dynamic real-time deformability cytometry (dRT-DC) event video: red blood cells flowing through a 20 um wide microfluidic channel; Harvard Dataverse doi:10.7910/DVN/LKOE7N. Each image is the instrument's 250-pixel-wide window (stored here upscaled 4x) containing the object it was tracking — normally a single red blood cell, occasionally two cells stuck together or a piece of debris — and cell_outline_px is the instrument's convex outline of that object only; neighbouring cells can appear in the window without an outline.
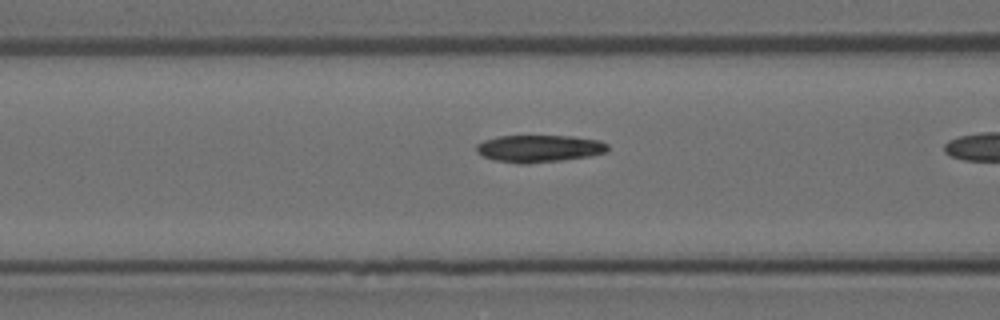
{"species": "Egyptian fruit bat (a non-hibernating species)", "species_latin": "Rousettus aegyptiacus", "temperature_condition": "room temperature", "stored_images_in_passage": 16, "camera_frame_rate_fps": 3000, "um_per_image_px": 0.085, "animal": {"sex": "female"}, "frame": {"image": 1, "passage_image": 12, "time_ms": 3.667, "image_size_px": [1000, 320], "cell_outline_px": [[608, 152], [588, 156], [560, 160], [528, 164], [520, 164], [492, 160], [476, 152], [476, 144], [484, 140], [500, 136], [572, 136], [600, 140], [608, 144]], "centroid_in_image_um": [45.82, 12.63], "position_along_channel_um": 120.8, "area_um2": 20.92}}